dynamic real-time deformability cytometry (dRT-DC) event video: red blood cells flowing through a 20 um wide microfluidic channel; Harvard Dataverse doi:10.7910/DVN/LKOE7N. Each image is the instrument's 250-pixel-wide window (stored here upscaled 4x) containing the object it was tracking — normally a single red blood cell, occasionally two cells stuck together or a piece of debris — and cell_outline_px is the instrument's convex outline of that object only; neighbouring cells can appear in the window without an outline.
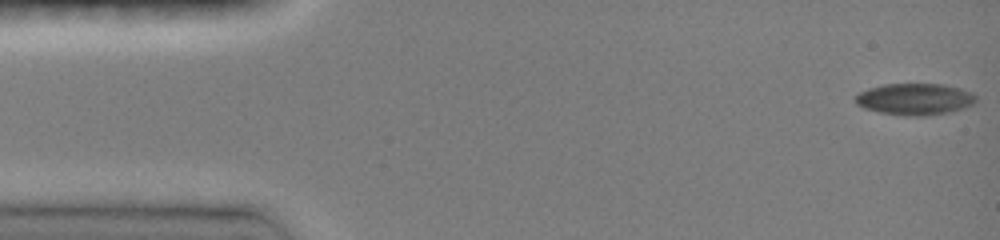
{"species": "common noctule bat (a hibernating species)", "species_latin": "Nyctalus noctula", "temperature_condition": "room temperature", "stored_images_in_passage": 32, "camera_frame_rate_fps": 3000, "um_per_image_px": 0.085, "animal": {"sex": "female", "body_mass_g": 19.0, "forearm_length_mm": 51.5}, "frame": {"image": 1, "passage_image": 1, "time_ms": 0.0, "image_size_px": [1000, 240], "cell_outline_px": [[976, 100], [972, 104], [964, 108], [948, 112], [928, 116], [904, 116], [880, 112], [864, 108], [856, 104], [856, 96], [860, 92], [868, 88], [884, 84], [944, 84], [960, 88], [972, 92], [976, 96]], "centroid_in_image_um": [77.77, 8.43], "position_along_channel_um": 7.2, "area_um2": 22.25}}
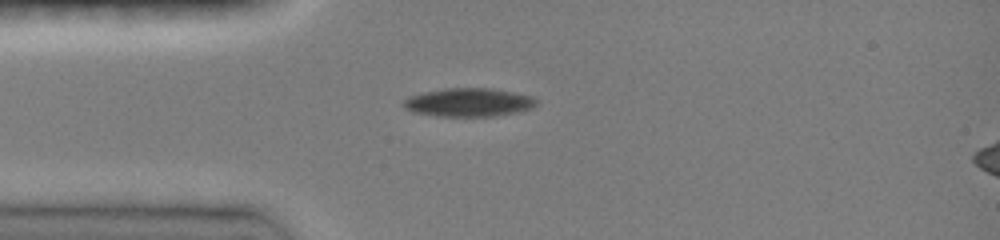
{"frame": {"image": 2, "passage_image": 27, "time_ms": 3.667, "image_size_px": [1000, 240], "cell_outline_px": [[536, 104], [532, 108], [520, 112], [496, 116], [436, 116], [412, 112], [404, 108], [400, 104], [408, 96], [424, 92], [444, 88], [488, 88], [512, 92], [532, 96], [536, 100]], "centroid_in_image_um": [39.8, 8.71], "position_along_channel_um": 45.2, "area_um2": 22.2}}